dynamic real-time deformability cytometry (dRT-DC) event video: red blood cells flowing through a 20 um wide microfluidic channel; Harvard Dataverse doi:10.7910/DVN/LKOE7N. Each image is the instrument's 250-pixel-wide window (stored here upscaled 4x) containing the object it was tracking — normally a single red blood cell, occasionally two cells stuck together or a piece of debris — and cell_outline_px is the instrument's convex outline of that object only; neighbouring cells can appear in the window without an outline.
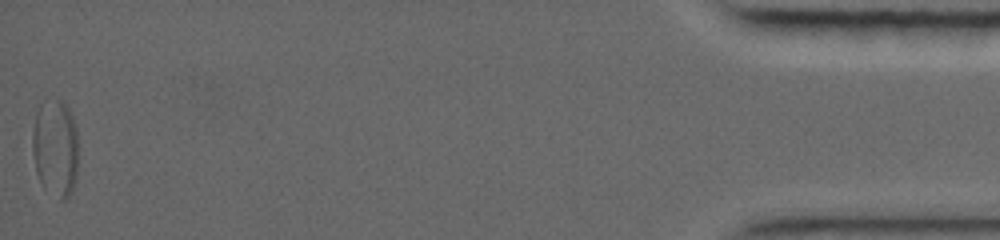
{"species": "common noctule bat (a hibernating species)", "species_latin": "Nyctalus noctula", "temperature_condition": "warm", "stored_images_in_passage": 30, "segment_of_instrument_passage": [2, 2], "camera_frame_rate_fps": 5000, "um_per_image_px": 0.085, "animal": {"sex": "female", "body_mass_g": 19.0, "forearm_length_mm": 56.7}, "frame": {"image": 1, "passage_image": 30, "time_ms": 13.6, "image_size_px": [1000, 240], "cell_outline_px": [[76, 176], [72, 192], [64, 200], [60, 200], [40, 180], [36, 172], [32, 148], [32, 132], [36, 112], [40, 104], [44, 100], [60, 100], [68, 108], [76, 124]], "centroid_in_image_um": [4.69, 12.53], "position_along_channel_um": 430.5, "area_um2": 25.72}}